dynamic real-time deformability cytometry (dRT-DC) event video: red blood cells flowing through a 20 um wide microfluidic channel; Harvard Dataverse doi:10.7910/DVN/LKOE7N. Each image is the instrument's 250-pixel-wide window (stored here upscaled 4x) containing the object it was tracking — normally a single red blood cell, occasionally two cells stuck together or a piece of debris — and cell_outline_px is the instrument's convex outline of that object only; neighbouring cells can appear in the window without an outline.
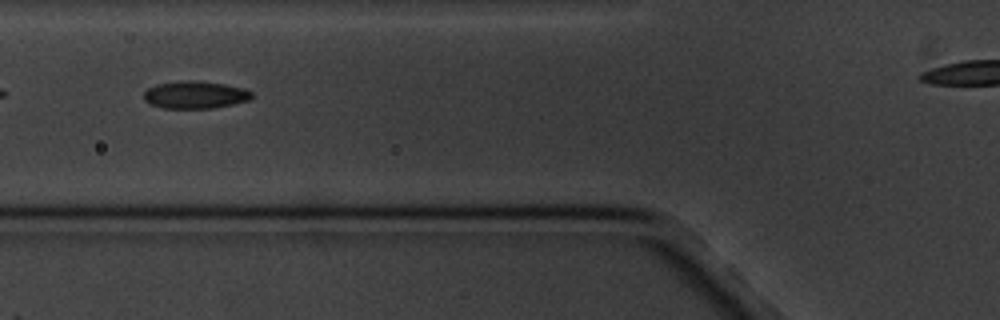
{"species": "common noctule bat (a hibernating species)", "species_latin": "Nyctalus noctula", "temperature_condition": "cold", "stored_images_in_passage": 4, "camera_frame_rate_fps": 3000, "um_per_image_px": 0.085, "animal": {"sex": "male", "body_mass_g": 20.1, "forearm_length_mm": 53.5}, "frame": {"image": 1, "passage_image": 3, "time_ms": 3.333, "image_size_px": [1000, 320], "cell_outline_px": [[252, 96], [248, 100], [232, 104], [212, 108], [164, 108], [152, 104], [144, 100], [144, 92], [148, 88], [156, 84], [180, 80], [196, 80], [224, 84], [244, 88], [252, 92]], "centroid_in_image_um": [16.57, 8.04], "position_along_channel_um": 109.2, "area_um2": 17.22}}
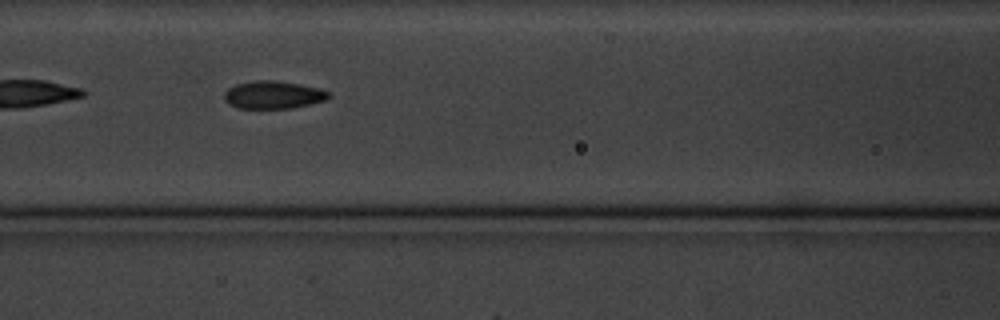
{"frame": {"image": 2, "passage_image": 4, "time_ms": 4.333, "image_size_px": [1000, 320], "cell_outline_px": [[332, 96], [328, 100], [292, 108], [236, 108], [228, 104], [224, 100], [224, 92], [228, 88], [236, 84], [256, 80], [272, 80], [300, 84], [320, 88], [328, 92]], "centroid_in_image_um": [23.23, 8.06], "position_along_channel_um": 143.4, "area_um2": 17.05}}